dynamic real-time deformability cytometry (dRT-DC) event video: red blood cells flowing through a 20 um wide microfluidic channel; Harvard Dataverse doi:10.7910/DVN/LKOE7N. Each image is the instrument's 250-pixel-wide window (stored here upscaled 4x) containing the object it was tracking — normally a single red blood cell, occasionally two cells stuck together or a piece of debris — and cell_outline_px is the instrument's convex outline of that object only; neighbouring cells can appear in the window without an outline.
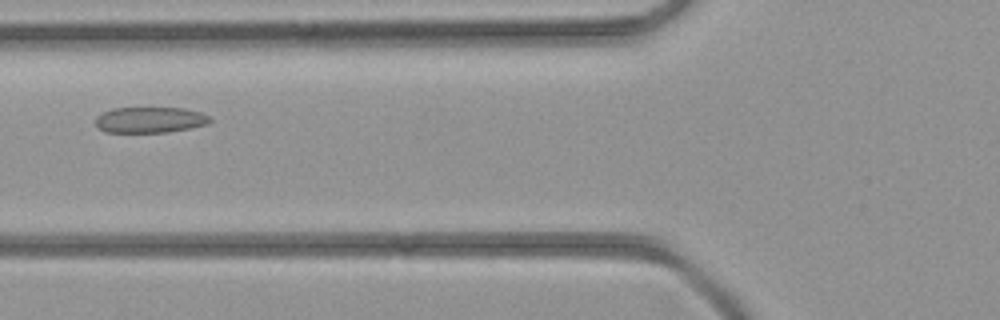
{"species": "common noctule bat (a hibernating species)", "species_latin": "Nyctalus noctula", "temperature_condition": "room temperature", "stored_images_in_passage": 38, "camera_frame_rate_fps": 3000, "um_per_image_px": 0.085, "animal": {"sex": "female", "body_mass_g": 21.9}, "frame": {"image": 1, "passage_image": 11, "time_ms": 3.333, "image_size_px": [1000, 320], "cell_outline_px": [[212, 120], [208, 124], [168, 132], [104, 132], [96, 128], [96, 116], [100, 112], [112, 108], [184, 108], [200, 112], [212, 116]], "centroid_in_image_um": [12.72, 10.18], "position_along_channel_um": 113.1, "area_um2": 17.46}}
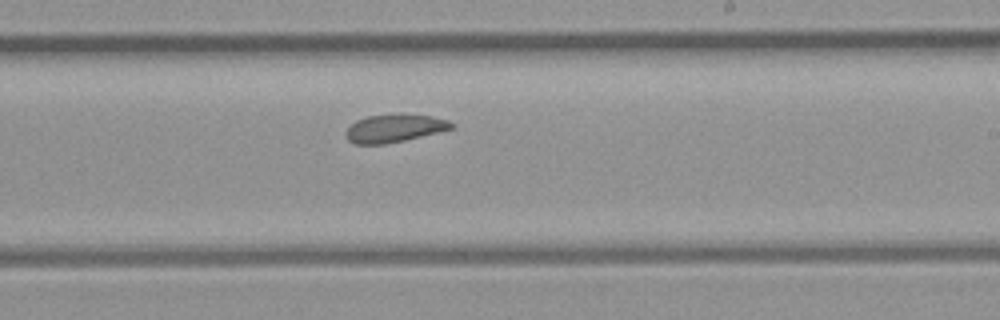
{"frame": {"image": 2, "passage_image": 20, "time_ms": 6.333, "image_size_px": [1000, 320], "cell_outline_px": [[456, 124], [452, 128], [404, 140], [384, 144], [356, 144], [348, 140], [344, 132], [356, 120], [368, 116], [400, 112], [432, 116], [448, 120]], "centroid_in_image_um": [33.51, 10.87], "position_along_channel_um": 255.5, "area_um2": 17.34}}
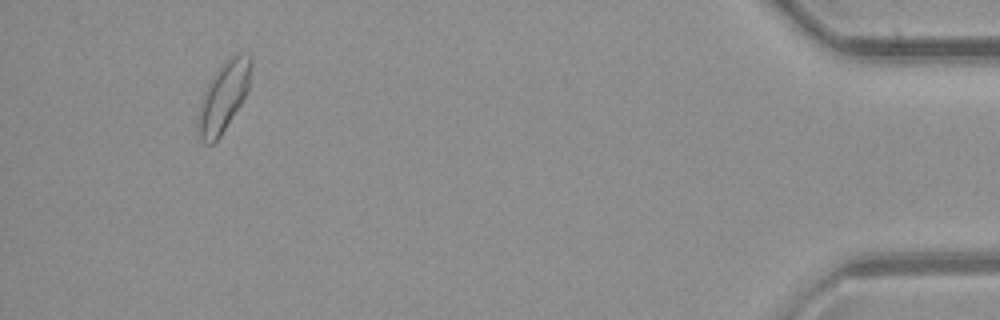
{"frame": {"image": 3, "passage_image": 35, "time_ms": 11.333, "image_size_px": [1000, 320], "cell_outline_px": [[252, 64], [248, 88], [240, 104], [220, 136], [212, 144], [204, 144], [200, 136], [200, 104], [204, 92], [216, 68], [232, 52], [240, 52], [252, 56]], "centroid_in_image_um": [19.04, 8.09], "position_along_channel_um": 416.2, "area_um2": 21.15}}